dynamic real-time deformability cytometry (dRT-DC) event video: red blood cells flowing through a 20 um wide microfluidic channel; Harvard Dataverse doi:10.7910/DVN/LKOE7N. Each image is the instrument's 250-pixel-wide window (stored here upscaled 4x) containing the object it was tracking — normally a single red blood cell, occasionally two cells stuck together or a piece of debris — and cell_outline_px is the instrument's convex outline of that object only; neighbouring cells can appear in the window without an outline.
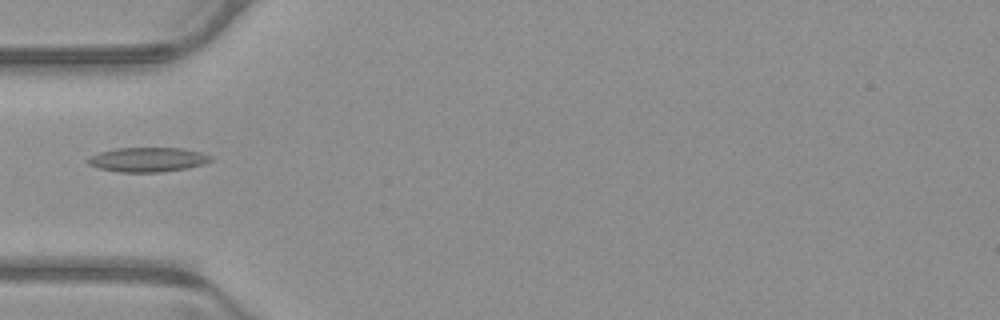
{"species": "common noctule bat (a hibernating species)", "species_latin": "Nyctalus noctula", "temperature_condition": "warm", "stored_images_in_passage": 9, "camera_frame_rate_fps": 3000, "um_per_image_px": 0.085, "animal": {"sex": "male", "body_mass_g": 23.1, "forearm_length_mm": 52.7}, "frame": {"image": 1, "passage_image": 1, "time_ms": 0.0, "image_size_px": [1000, 320], "cell_outline_px": [[212, 160], [204, 164], [188, 168], [160, 172], [120, 172], [100, 168], [88, 164], [84, 160], [100, 152], [116, 148], [180, 148], [200, 152], [212, 156]], "centroid_in_image_um": [12.56, 13.57], "position_along_channel_um": 72.4, "area_um2": 17.46}}
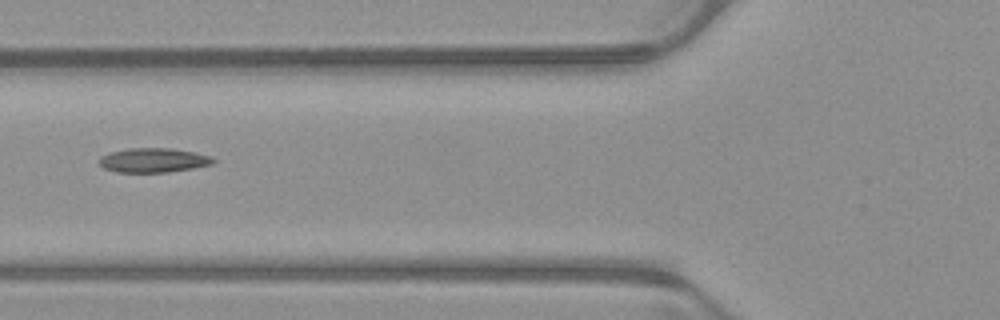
{"frame": {"image": 2, "passage_image": 4, "time_ms": 1.0, "image_size_px": [1000, 320], "cell_outline_px": [[216, 160], [212, 164], [192, 168], [168, 172], [116, 172], [104, 168], [96, 160], [100, 156], [108, 152], [128, 148], [172, 148], [196, 152], [212, 156]], "centroid_in_image_um": [13.01, 13.61], "position_along_channel_um": 112.8, "area_um2": 16.42}}